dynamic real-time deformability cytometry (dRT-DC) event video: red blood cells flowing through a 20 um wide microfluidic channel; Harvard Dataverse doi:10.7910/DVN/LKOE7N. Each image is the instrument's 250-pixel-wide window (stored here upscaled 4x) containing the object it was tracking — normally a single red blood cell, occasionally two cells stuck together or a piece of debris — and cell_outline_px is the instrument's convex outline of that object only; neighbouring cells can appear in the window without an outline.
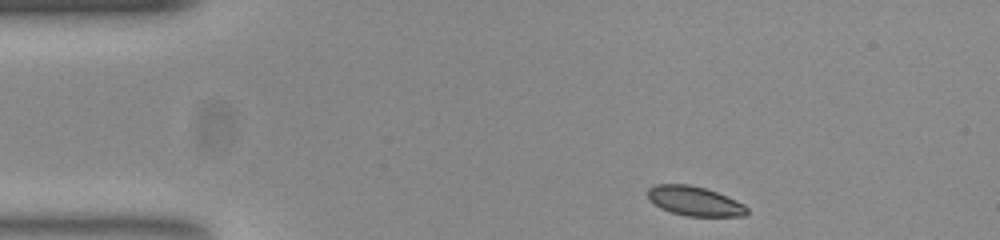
{"species": "common noctule bat (a hibernating species)", "species_latin": "Nyctalus noctula", "temperature_condition": "room temperature", "stored_images_in_passage": 46, "camera_frame_rate_fps": 3000, "um_per_image_px": 0.085, "animal": {"sex": "female", "body_mass_g": 23.0, "forearm_length_mm": 53.4}, "frame": {"image": 1, "passage_image": 1, "time_ms": 0.0, "image_size_px": [1000, 240], "cell_outline_px": [[748, 212], [744, 216], [688, 216], [672, 212], [656, 204], [648, 196], [648, 188], [656, 184], [688, 184], [704, 188], [716, 192], [744, 204], [748, 208]], "centroid_in_image_um": [59.07, 17.09], "position_along_channel_um": 25.9, "area_um2": 16.65}}
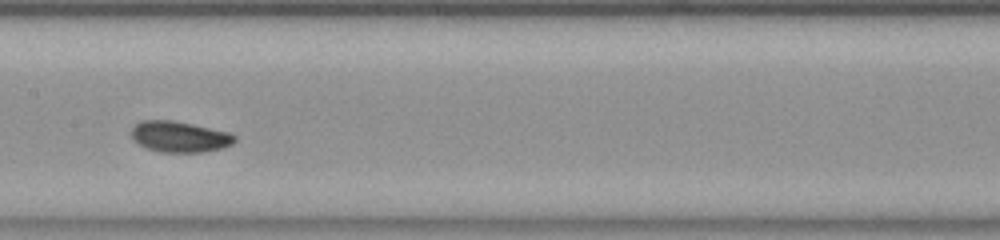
{"frame": {"image": 2, "passage_image": 19, "time_ms": 6.0, "image_size_px": [1000, 240], "cell_outline_px": [[236, 140], [232, 144], [224, 148], [200, 152], [160, 152], [148, 148], [140, 144], [132, 136], [132, 128], [140, 120], [172, 120], [192, 124], [228, 132], [236, 136]], "centroid_in_image_um": [15.29, 11.62], "position_along_channel_um": 192.1, "area_um2": 18.44}}
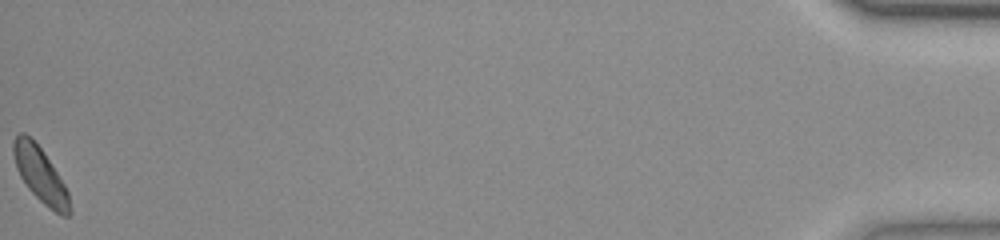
{"frame": {"image": 3, "passage_image": 46, "time_ms": 15.0, "image_size_px": [1000, 240], "cell_outline_px": [[72, 212], [68, 216], [60, 216], [44, 204], [28, 188], [20, 176], [16, 168], [12, 152], [12, 140], [20, 132], [24, 132], [40, 148], [64, 184], [68, 192]], "centroid_in_image_um": [3.41, 14.88], "position_along_channel_um": 431.8, "area_um2": 17.8}, "authors_computed_cell_mechanics": {"area_um2": 17.5134, "velocity_mm_per_s": 3.835, "shape_relaxation_time_tau1_ms": 1.4559, "shape_relaxation_time_tau2_ms": 7.2921, "deformation_change_tau1": 0.0867, "deformation_change_tau2": 0.1056}}